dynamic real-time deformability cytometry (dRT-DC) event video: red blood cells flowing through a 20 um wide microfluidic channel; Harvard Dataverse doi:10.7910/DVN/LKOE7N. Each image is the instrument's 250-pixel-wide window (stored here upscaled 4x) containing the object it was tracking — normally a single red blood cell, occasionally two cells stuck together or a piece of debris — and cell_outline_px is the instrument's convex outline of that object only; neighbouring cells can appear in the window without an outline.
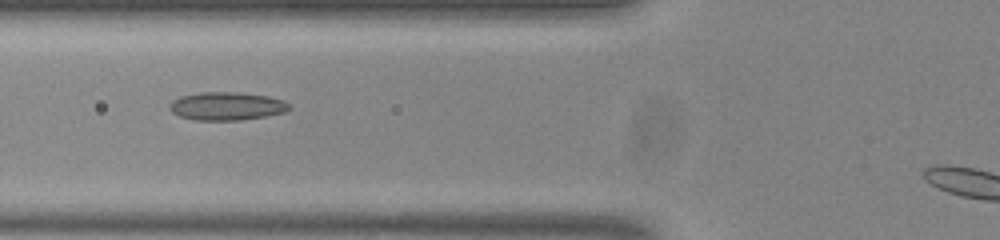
{"species": "common noctule bat (a hibernating species)", "species_latin": "Nyctalus noctula", "temperature_condition": "room temperature", "stored_images_in_passage": 33, "camera_frame_rate_fps": 3000, "um_per_image_px": 0.085, "animal": {"sex": "male", "body_mass_g": 20.0, "forearm_length_mm": 53.3}, "frame": {"image": 1, "passage_image": 5, "time_ms": 1.333, "image_size_px": [1000, 240], "cell_outline_px": [[292, 108], [284, 112], [264, 116], [240, 120], [196, 120], [180, 116], [172, 112], [168, 108], [168, 104], [172, 100], [180, 96], [200, 92], [240, 92], [268, 96], [284, 100], [292, 104]], "centroid_in_image_um": [19.27, 9.01], "position_along_channel_um": 106.5, "area_um2": 19.83}}
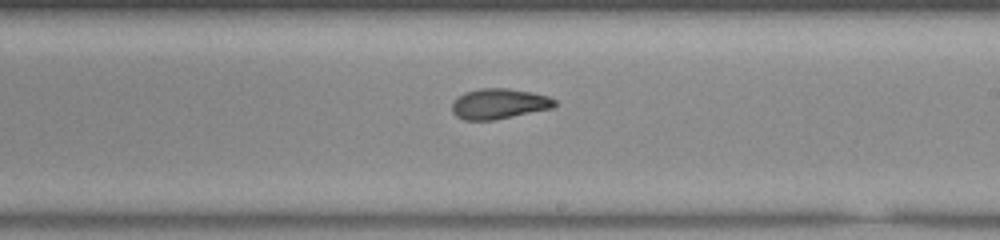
{"frame": {"image": 2, "passage_image": 16, "time_ms": 5.0, "image_size_px": [1000, 240], "cell_outline_px": [[556, 104], [552, 108], [496, 120], [464, 120], [456, 116], [452, 112], [452, 100], [456, 96], [464, 92], [480, 88], [508, 88], [532, 92], [548, 96], [556, 100]], "centroid_in_image_um": [42.38, 8.82], "position_along_channel_um": 246.6, "area_um2": 18.44}}
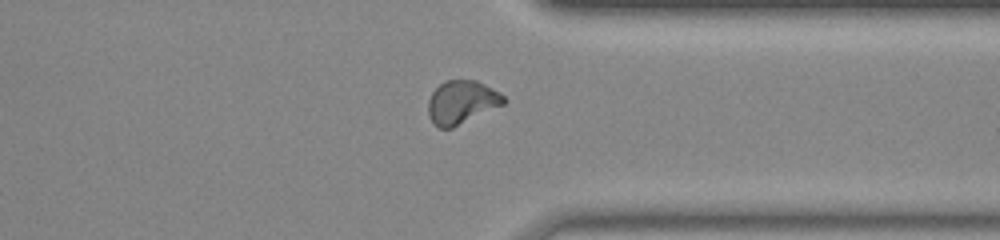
{"frame": {"image": 3, "passage_image": 26, "time_ms": 8.333, "image_size_px": [1000, 240], "cell_outline_px": [[508, 100], [504, 104], [452, 128], [440, 128], [428, 116], [428, 100], [432, 92], [444, 80], [476, 80], [500, 92]], "centroid_in_image_um": [39.25, 8.67], "position_along_channel_um": 372.1, "area_um2": 19.02}, "authors_computed_cell_mechanics": {"area_um2": 18.496, "velocity_mm_per_s": 3.8271, "shape_relaxation_time_tau1_ms": null, "shape_relaxation_time_tau2_ms": 1.7143, "deformation_change_tau1": null, "deformation_change_tau2": 0.0751}}